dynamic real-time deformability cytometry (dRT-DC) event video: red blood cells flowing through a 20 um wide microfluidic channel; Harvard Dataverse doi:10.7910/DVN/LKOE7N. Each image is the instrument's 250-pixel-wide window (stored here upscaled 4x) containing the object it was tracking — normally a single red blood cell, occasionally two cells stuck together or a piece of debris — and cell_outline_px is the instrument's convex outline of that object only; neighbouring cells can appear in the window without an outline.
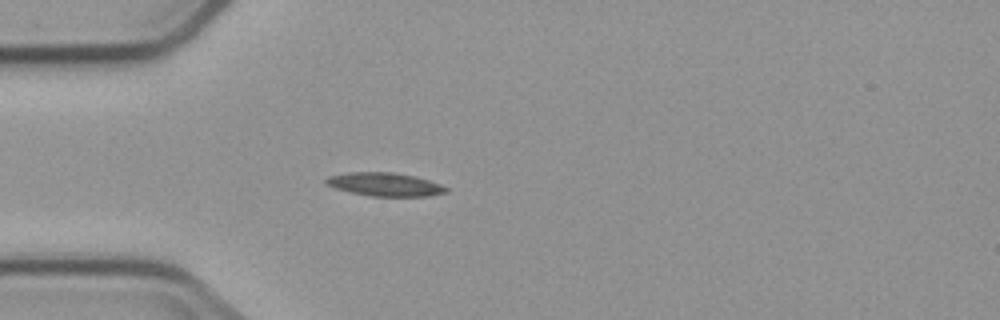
{"species": "common noctule bat (a hibernating species)", "species_latin": "Nyctalus noctula", "temperature_condition": "cold", "stored_images_in_passage": 3, "camera_frame_rate_fps": 3000, "um_per_image_px": 0.085, "animal": {"sex": "male", "body_mass_g": 23.1, "forearm_length_mm": 52.7}, "frame": {"image": 1, "passage_image": 3, "time_ms": 3.333, "image_size_px": [1000, 320], "cell_outline_px": [[448, 192], [428, 196], [372, 196], [352, 192], [336, 188], [324, 184], [324, 180], [328, 176], [348, 172], [392, 172], [416, 176], [440, 184], [448, 188]], "centroid_in_image_um": [32.71, 15.66], "position_along_channel_um": 52.3, "area_um2": 16.36}}